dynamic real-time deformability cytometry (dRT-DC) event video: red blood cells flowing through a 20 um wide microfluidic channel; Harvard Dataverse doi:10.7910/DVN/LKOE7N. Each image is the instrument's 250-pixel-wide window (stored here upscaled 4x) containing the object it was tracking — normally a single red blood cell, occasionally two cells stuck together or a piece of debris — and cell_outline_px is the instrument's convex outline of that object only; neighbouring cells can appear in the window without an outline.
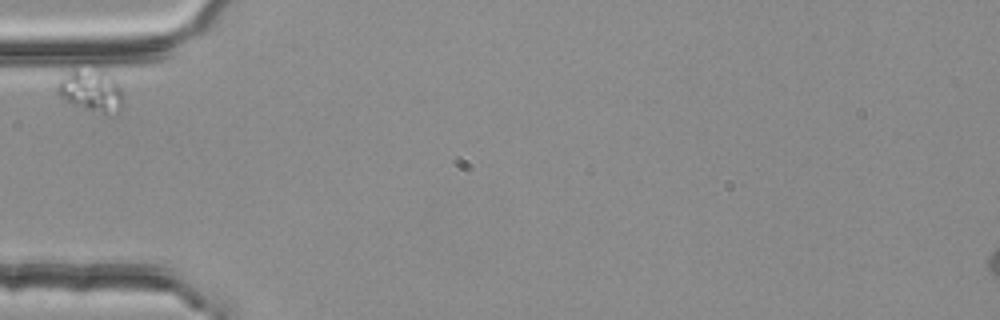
{"species": "common noctule bat (a hibernating species)", "species_latin": "Nyctalus noctula", "temperature_condition": "room temperature", "stored_images_in_passage": 4, "camera_frame_rate_fps": 3000, "um_per_image_px": 0.085, "animal": {"sex": "female", "body_mass_g": 25.1}, "frame": {"image": 1, "passage_image": 1, "time_ms": 0.0, "image_size_px": [1000, 320], "cell_outline_px": [[124, 100], [120, 104], [104, 116], [72, 104], [60, 96], [56, 92], [56, 84], [60, 76], [72, 68], [88, 60], [104, 68], [116, 80], [124, 92]], "centroid_in_image_um": [7.7, 7.51], "position_along_channel_um": 77.3, "area_um2": 17.74}}